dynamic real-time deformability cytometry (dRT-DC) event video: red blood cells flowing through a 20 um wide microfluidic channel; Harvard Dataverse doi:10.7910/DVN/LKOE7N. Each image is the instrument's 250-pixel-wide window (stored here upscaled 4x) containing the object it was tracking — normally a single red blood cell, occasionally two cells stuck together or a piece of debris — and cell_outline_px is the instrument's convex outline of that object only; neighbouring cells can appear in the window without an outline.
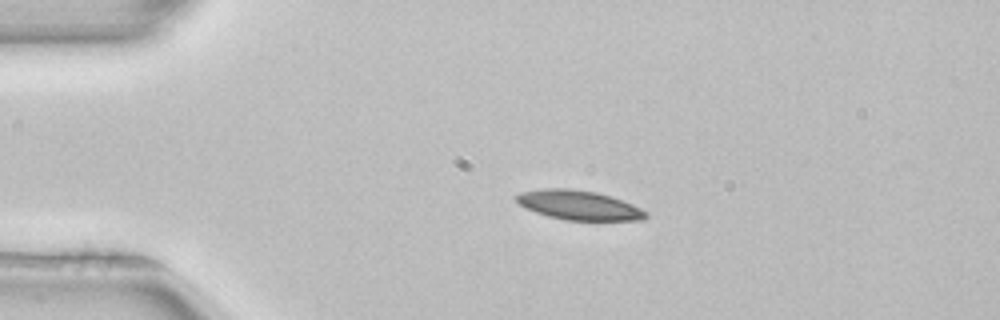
{"species": "common noctule bat (a hibernating species)", "species_latin": "Nyctalus noctula", "temperature_condition": "room temperature", "stored_images_in_passage": 41, "camera_frame_rate_fps": 3000, "um_per_image_px": 0.085, "animal": {"sex": "female", "body_mass_g": 22.7, "forearm_length_mm": 54.2}, "frame": {"image": 1, "passage_image": 1, "time_ms": 0.0, "image_size_px": [1000, 320], "cell_outline_px": [[648, 216], [644, 220], [564, 220], [548, 216], [524, 208], [516, 200], [516, 196], [520, 192], [544, 188], [568, 188], [596, 192], [632, 204], [648, 212]], "centroid_in_image_um": [49.19, 17.44], "position_along_channel_um": 35.8, "area_um2": 22.08}}
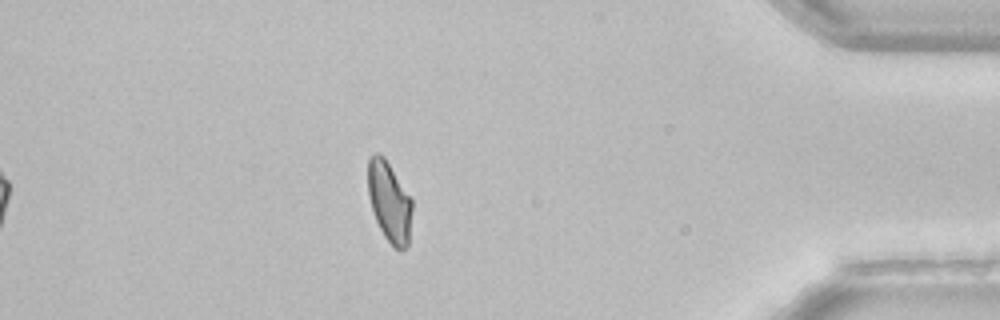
{"frame": {"image": 2, "passage_image": 35, "time_ms": 11.333, "image_size_px": [1000, 320], "cell_outline_px": [[412, 208], [408, 248], [400, 252], [384, 236], [372, 212], [368, 196], [368, 160], [376, 152], [384, 156], [412, 200]], "centroid_in_image_um": [33.09, 17.18], "position_along_channel_um": 402.1, "area_um2": 20.63}, "authors_computed_cell_mechanics": {"area_um2": 21.4438, "velocity_mm_per_s": 3.9714, "shape_relaxation_time_tau1_ms": 5.1094, "shape_relaxation_time_tau2_ms": null, "deformation_change_tau1": 0.1382, "deformation_change_tau2": null}}